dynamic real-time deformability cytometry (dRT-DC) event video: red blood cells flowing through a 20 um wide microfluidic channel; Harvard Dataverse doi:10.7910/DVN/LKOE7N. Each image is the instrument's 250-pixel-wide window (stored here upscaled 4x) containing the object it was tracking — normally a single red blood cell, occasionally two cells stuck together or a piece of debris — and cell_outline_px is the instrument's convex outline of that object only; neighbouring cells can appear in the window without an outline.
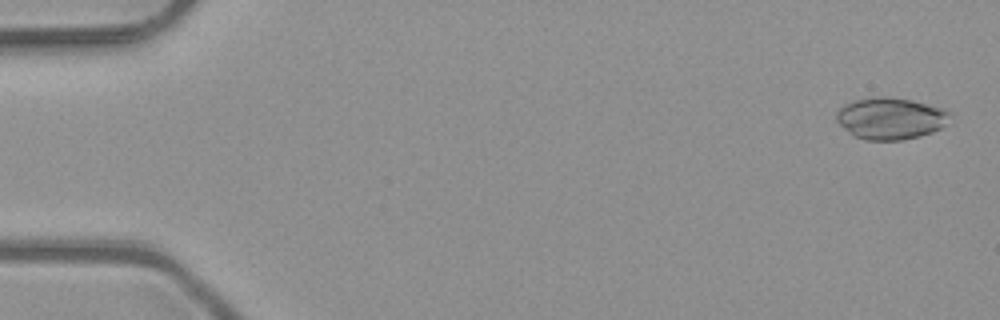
{"species": "common noctule bat (a hibernating species)", "species_latin": "Nyctalus noctula", "temperature_condition": "room temperature", "stored_images_in_passage": 4, "camera_frame_rate_fps": 3000, "um_per_image_px": 0.085, "animal": {"sex": "male", "body_mass_g": 23.1, "forearm_length_mm": 52.7}, "frame": {"image": 1, "passage_image": 1, "time_ms": 0.0, "image_size_px": [1000, 320], "cell_outline_px": [[952, 112], [944, 124], [940, 128], [932, 132], [920, 136], [904, 140], [864, 140], [848, 132], [836, 120], [836, 112], [844, 104], [852, 100], [872, 96], [884, 96], [912, 100], [944, 108]], "centroid_in_image_um": [75.68, 10.05], "position_along_channel_um": 9.3, "area_um2": 27.8}}
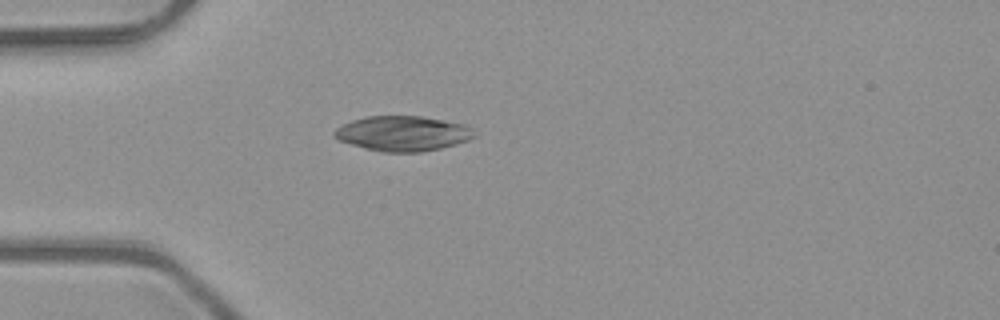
{"frame": {"image": 2, "passage_image": 4, "time_ms": 1.0, "image_size_px": [1000, 320], "cell_outline_px": [[476, 136], [468, 140], [456, 144], [440, 148], [420, 152], [380, 152], [364, 148], [340, 140], [332, 136], [332, 132], [336, 128], [352, 120], [368, 116], [420, 116], [464, 124], [472, 128]], "centroid_in_image_um": [34.22, 11.35], "position_along_channel_um": 50.8, "area_um2": 28.5}}